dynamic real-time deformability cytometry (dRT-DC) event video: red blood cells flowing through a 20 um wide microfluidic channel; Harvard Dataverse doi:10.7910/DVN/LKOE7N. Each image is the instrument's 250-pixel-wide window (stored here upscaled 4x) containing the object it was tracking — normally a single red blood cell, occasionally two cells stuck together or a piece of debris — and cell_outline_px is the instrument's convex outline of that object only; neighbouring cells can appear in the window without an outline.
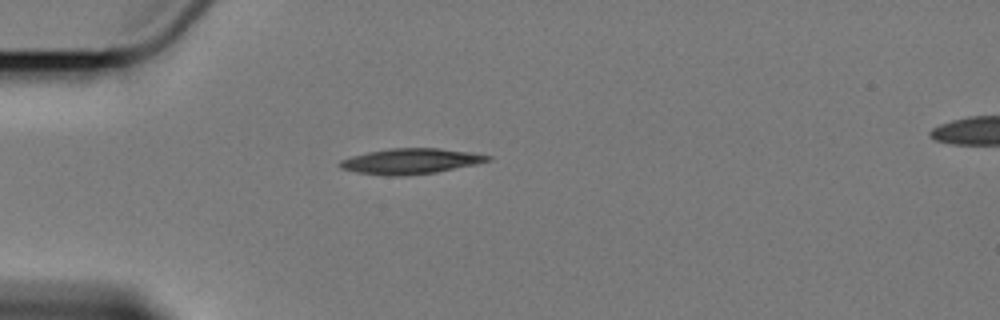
{"species": "Egyptian fruit bat (a non-hibernating species)", "species_latin": "Rousettus aegyptiacus", "temperature_condition": "cold", "stored_images_in_passage": 2, "camera_frame_rate_fps": 3000, "um_per_image_px": 0.085, "animal": {"sex": "female"}, "frame": {"image": 1, "passage_image": 2, "time_ms": 2.0, "image_size_px": [1000, 320], "cell_outline_px": [[492, 160], [476, 164], [436, 172], [404, 176], [388, 176], [356, 172], [340, 168], [336, 164], [340, 160], [352, 156], [368, 152], [392, 148], [436, 148], [472, 152], [492, 156]], "centroid_in_image_um": [34.9, 13.7], "position_along_channel_um": 50.1, "area_um2": 22.02}}